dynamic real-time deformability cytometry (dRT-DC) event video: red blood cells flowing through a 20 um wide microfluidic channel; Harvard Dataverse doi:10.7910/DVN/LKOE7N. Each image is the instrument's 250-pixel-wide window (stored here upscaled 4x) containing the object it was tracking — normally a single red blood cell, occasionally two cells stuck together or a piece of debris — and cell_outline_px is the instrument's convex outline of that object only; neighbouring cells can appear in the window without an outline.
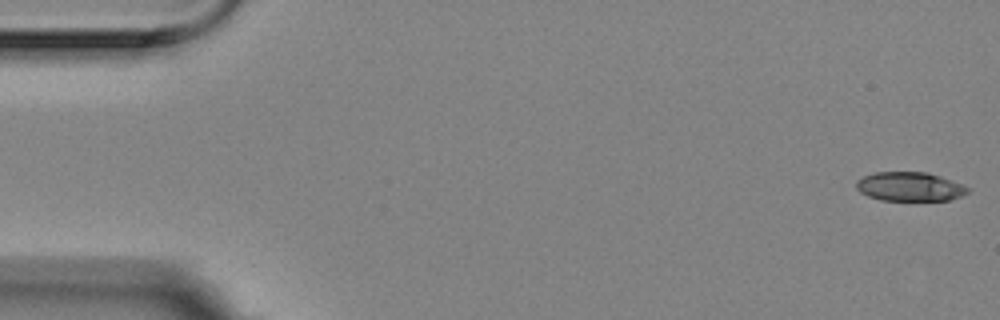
{"species": "Egyptian fruit bat (a non-hibernating species)", "species_latin": "Rousettus aegyptiacus", "temperature_condition": "room temperature", "stored_images_in_passage": 56, "camera_frame_rate_fps": 3000, "um_per_image_px": 0.085, "animal": {"sex": "female"}, "frame": {"image": 1, "passage_image": 1, "time_ms": 0.0, "image_size_px": [1000, 320], "cell_outline_px": [[968, 192], [960, 196], [948, 200], [880, 200], [868, 196], [860, 192], [856, 188], [856, 180], [864, 176], [876, 172], [928, 172], [940, 176], [960, 184], [968, 188]], "centroid_in_image_um": [77.28, 15.86], "position_along_channel_um": 7.7, "area_um2": 18.67}}
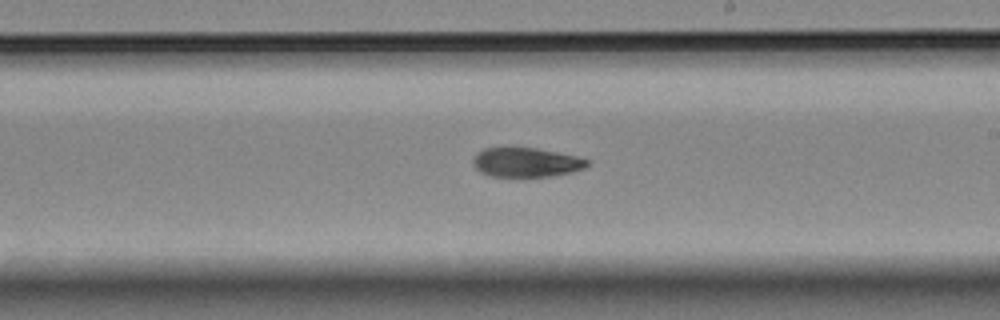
{"frame": {"image": 2, "passage_image": 32, "time_ms": 10.333, "image_size_px": [1000, 320], "cell_outline_px": [[588, 164], [584, 168], [572, 172], [552, 176], [524, 180], [488, 176], [480, 172], [472, 164], [472, 160], [484, 148], [536, 148], [576, 156], [588, 160]], "centroid_in_image_um": [44.7, 13.86], "position_along_channel_um": 244.3, "area_um2": 20.17}}
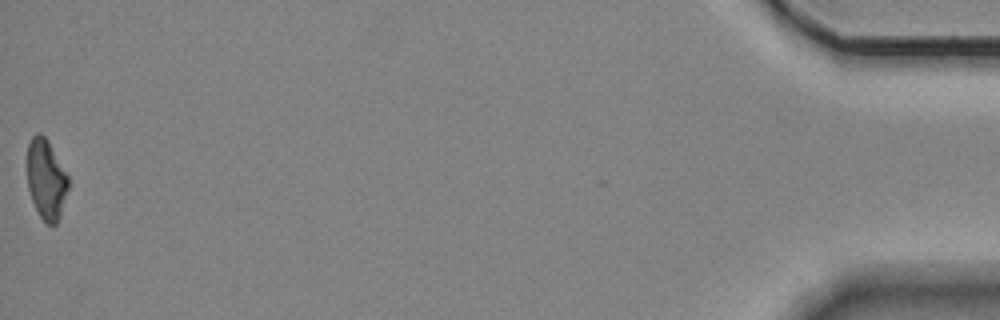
{"frame": {"image": 3, "passage_image": 56, "time_ms": 18.333, "image_size_px": [1000, 320], "cell_outline_px": [[68, 188], [60, 216], [56, 224], [48, 224], [40, 216], [32, 200], [28, 188], [28, 144], [32, 136], [36, 132], [40, 132], [48, 140], [68, 176]], "centroid_in_image_um": [3.92, 15.22], "position_along_channel_um": 431.3, "area_um2": 18.9}, "authors_computed_cell_mechanics": {"area_um2": 20.3167, "velocity_mm_per_s": 3.5505, "shape_relaxation_time_tau1_ms": 4.7637, "shape_relaxation_time_tau2_ms": null, "deformation_change_tau1": 0.172, "deformation_change_tau2": null}}